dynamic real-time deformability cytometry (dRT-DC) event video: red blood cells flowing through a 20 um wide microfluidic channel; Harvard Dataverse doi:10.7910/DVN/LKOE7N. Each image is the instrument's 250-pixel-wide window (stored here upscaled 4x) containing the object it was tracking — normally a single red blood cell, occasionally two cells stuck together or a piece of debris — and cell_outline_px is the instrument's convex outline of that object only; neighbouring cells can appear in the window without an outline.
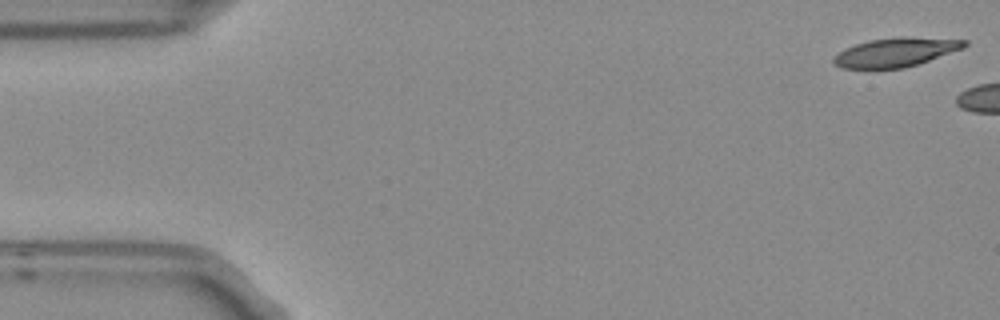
{"species": "Egyptian fruit bat (a non-hibernating species)", "species_latin": "Rousettus aegyptiacus", "temperature_condition": "room temperature", "stored_images_in_passage": 3, "camera_frame_rate_fps": 3000, "um_per_image_px": 0.085, "frame": {"image": 1, "passage_image": 1, "time_ms": 0.0, "image_size_px": [1000, 320], "cell_outline_px": [[968, 44], [964, 48], [904, 68], [840, 68], [832, 60], [832, 56], [844, 48], [868, 40], [904, 36], [908, 36], [968, 40]], "centroid_in_image_um": [76.12, 4.42], "position_along_channel_um": 8.9, "area_um2": 22.08}}